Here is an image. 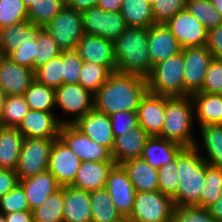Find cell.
Here are the masks:
<instances>
[{
  "label": "cell",
  "mask_w": 222,
  "mask_h": 222,
  "mask_svg": "<svg viewBox=\"0 0 222 222\" xmlns=\"http://www.w3.org/2000/svg\"><path fill=\"white\" fill-rule=\"evenodd\" d=\"M147 92L146 78L114 72L94 94V109L109 116L119 111L137 112Z\"/></svg>",
  "instance_id": "obj_1"
},
{
  "label": "cell",
  "mask_w": 222,
  "mask_h": 222,
  "mask_svg": "<svg viewBox=\"0 0 222 222\" xmlns=\"http://www.w3.org/2000/svg\"><path fill=\"white\" fill-rule=\"evenodd\" d=\"M149 28L127 27L114 41L116 72L147 78L152 70Z\"/></svg>",
  "instance_id": "obj_2"
},
{
  "label": "cell",
  "mask_w": 222,
  "mask_h": 222,
  "mask_svg": "<svg viewBox=\"0 0 222 222\" xmlns=\"http://www.w3.org/2000/svg\"><path fill=\"white\" fill-rule=\"evenodd\" d=\"M195 147H183L176 156L179 184L172 198L175 207H200L205 178V160ZM200 153V154H199Z\"/></svg>",
  "instance_id": "obj_3"
},
{
  "label": "cell",
  "mask_w": 222,
  "mask_h": 222,
  "mask_svg": "<svg viewBox=\"0 0 222 222\" xmlns=\"http://www.w3.org/2000/svg\"><path fill=\"white\" fill-rule=\"evenodd\" d=\"M193 121L194 110L190 96L166 97L165 116L159 137L182 147H194L196 138L191 131Z\"/></svg>",
  "instance_id": "obj_4"
},
{
  "label": "cell",
  "mask_w": 222,
  "mask_h": 222,
  "mask_svg": "<svg viewBox=\"0 0 222 222\" xmlns=\"http://www.w3.org/2000/svg\"><path fill=\"white\" fill-rule=\"evenodd\" d=\"M183 52L152 66L146 78L148 92L165 97H184Z\"/></svg>",
  "instance_id": "obj_5"
},
{
  "label": "cell",
  "mask_w": 222,
  "mask_h": 222,
  "mask_svg": "<svg viewBox=\"0 0 222 222\" xmlns=\"http://www.w3.org/2000/svg\"><path fill=\"white\" fill-rule=\"evenodd\" d=\"M175 205L159 190L136 192L134 207L126 222H172Z\"/></svg>",
  "instance_id": "obj_6"
},
{
  "label": "cell",
  "mask_w": 222,
  "mask_h": 222,
  "mask_svg": "<svg viewBox=\"0 0 222 222\" xmlns=\"http://www.w3.org/2000/svg\"><path fill=\"white\" fill-rule=\"evenodd\" d=\"M63 50H74L84 35L81 11L65 6L44 27Z\"/></svg>",
  "instance_id": "obj_7"
},
{
  "label": "cell",
  "mask_w": 222,
  "mask_h": 222,
  "mask_svg": "<svg viewBox=\"0 0 222 222\" xmlns=\"http://www.w3.org/2000/svg\"><path fill=\"white\" fill-rule=\"evenodd\" d=\"M55 139L24 138L15 172L18 180L48 170L50 150Z\"/></svg>",
  "instance_id": "obj_8"
},
{
  "label": "cell",
  "mask_w": 222,
  "mask_h": 222,
  "mask_svg": "<svg viewBox=\"0 0 222 222\" xmlns=\"http://www.w3.org/2000/svg\"><path fill=\"white\" fill-rule=\"evenodd\" d=\"M55 105L63 113L74 114L70 120H64V125L74 124L94 109V94L79 83L62 84L55 88Z\"/></svg>",
  "instance_id": "obj_9"
},
{
  "label": "cell",
  "mask_w": 222,
  "mask_h": 222,
  "mask_svg": "<svg viewBox=\"0 0 222 222\" xmlns=\"http://www.w3.org/2000/svg\"><path fill=\"white\" fill-rule=\"evenodd\" d=\"M82 24L86 34L115 41L128 27L120 11H104L98 6L83 10Z\"/></svg>",
  "instance_id": "obj_10"
},
{
  "label": "cell",
  "mask_w": 222,
  "mask_h": 222,
  "mask_svg": "<svg viewBox=\"0 0 222 222\" xmlns=\"http://www.w3.org/2000/svg\"><path fill=\"white\" fill-rule=\"evenodd\" d=\"M184 57V96L201 91L206 71L214 59L207 46L182 48Z\"/></svg>",
  "instance_id": "obj_11"
},
{
  "label": "cell",
  "mask_w": 222,
  "mask_h": 222,
  "mask_svg": "<svg viewBox=\"0 0 222 222\" xmlns=\"http://www.w3.org/2000/svg\"><path fill=\"white\" fill-rule=\"evenodd\" d=\"M165 25L182 48L207 45L208 30L186 8L177 12Z\"/></svg>",
  "instance_id": "obj_12"
},
{
  "label": "cell",
  "mask_w": 222,
  "mask_h": 222,
  "mask_svg": "<svg viewBox=\"0 0 222 222\" xmlns=\"http://www.w3.org/2000/svg\"><path fill=\"white\" fill-rule=\"evenodd\" d=\"M80 158L60 139H55L50 150L48 171L62 186L71 185L81 165Z\"/></svg>",
  "instance_id": "obj_13"
},
{
  "label": "cell",
  "mask_w": 222,
  "mask_h": 222,
  "mask_svg": "<svg viewBox=\"0 0 222 222\" xmlns=\"http://www.w3.org/2000/svg\"><path fill=\"white\" fill-rule=\"evenodd\" d=\"M59 138L83 161H114L104 146L83 135L72 124L62 125Z\"/></svg>",
  "instance_id": "obj_14"
},
{
  "label": "cell",
  "mask_w": 222,
  "mask_h": 222,
  "mask_svg": "<svg viewBox=\"0 0 222 222\" xmlns=\"http://www.w3.org/2000/svg\"><path fill=\"white\" fill-rule=\"evenodd\" d=\"M105 189L109 192L117 211L126 220L132 213L136 191L122 165L115 164L112 167Z\"/></svg>",
  "instance_id": "obj_15"
},
{
  "label": "cell",
  "mask_w": 222,
  "mask_h": 222,
  "mask_svg": "<svg viewBox=\"0 0 222 222\" xmlns=\"http://www.w3.org/2000/svg\"><path fill=\"white\" fill-rule=\"evenodd\" d=\"M64 120L54 112L29 110L17 127L24 138L58 139Z\"/></svg>",
  "instance_id": "obj_16"
},
{
  "label": "cell",
  "mask_w": 222,
  "mask_h": 222,
  "mask_svg": "<svg viewBox=\"0 0 222 222\" xmlns=\"http://www.w3.org/2000/svg\"><path fill=\"white\" fill-rule=\"evenodd\" d=\"M85 62H92L106 67L111 73L116 72L114 42L101 36L86 34L78 41L77 48Z\"/></svg>",
  "instance_id": "obj_17"
},
{
  "label": "cell",
  "mask_w": 222,
  "mask_h": 222,
  "mask_svg": "<svg viewBox=\"0 0 222 222\" xmlns=\"http://www.w3.org/2000/svg\"><path fill=\"white\" fill-rule=\"evenodd\" d=\"M72 125L83 135L106 147L110 152L112 151L115 137L112 132L109 115L93 109Z\"/></svg>",
  "instance_id": "obj_18"
},
{
  "label": "cell",
  "mask_w": 222,
  "mask_h": 222,
  "mask_svg": "<svg viewBox=\"0 0 222 222\" xmlns=\"http://www.w3.org/2000/svg\"><path fill=\"white\" fill-rule=\"evenodd\" d=\"M34 80V70L20 66L6 56H1L0 88L7 96L23 95Z\"/></svg>",
  "instance_id": "obj_19"
},
{
  "label": "cell",
  "mask_w": 222,
  "mask_h": 222,
  "mask_svg": "<svg viewBox=\"0 0 222 222\" xmlns=\"http://www.w3.org/2000/svg\"><path fill=\"white\" fill-rule=\"evenodd\" d=\"M166 97L147 92L137 110L138 125L149 135L159 136L165 116Z\"/></svg>",
  "instance_id": "obj_20"
},
{
  "label": "cell",
  "mask_w": 222,
  "mask_h": 222,
  "mask_svg": "<svg viewBox=\"0 0 222 222\" xmlns=\"http://www.w3.org/2000/svg\"><path fill=\"white\" fill-rule=\"evenodd\" d=\"M148 52L154 66L182 52V47L165 23H156L149 27Z\"/></svg>",
  "instance_id": "obj_21"
},
{
  "label": "cell",
  "mask_w": 222,
  "mask_h": 222,
  "mask_svg": "<svg viewBox=\"0 0 222 222\" xmlns=\"http://www.w3.org/2000/svg\"><path fill=\"white\" fill-rule=\"evenodd\" d=\"M148 137L149 135L139 125L128 133L116 137L111 151L115 164L121 165L128 160L141 158Z\"/></svg>",
  "instance_id": "obj_22"
},
{
  "label": "cell",
  "mask_w": 222,
  "mask_h": 222,
  "mask_svg": "<svg viewBox=\"0 0 222 222\" xmlns=\"http://www.w3.org/2000/svg\"><path fill=\"white\" fill-rule=\"evenodd\" d=\"M114 165V161H83L71 185L88 192L103 189Z\"/></svg>",
  "instance_id": "obj_23"
},
{
  "label": "cell",
  "mask_w": 222,
  "mask_h": 222,
  "mask_svg": "<svg viewBox=\"0 0 222 222\" xmlns=\"http://www.w3.org/2000/svg\"><path fill=\"white\" fill-rule=\"evenodd\" d=\"M18 184L24 190L29 210L40 206L50 194L61 187L57 183L56 178L48 170L19 180Z\"/></svg>",
  "instance_id": "obj_24"
},
{
  "label": "cell",
  "mask_w": 222,
  "mask_h": 222,
  "mask_svg": "<svg viewBox=\"0 0 222 222\" xmlns=\"http://www.w3.org/2000/svg\"><path fill=\"white\" fill-rule=\"evenodd\" d=\"M64 222H92L90 192L64 186Z\"/></svg>",
  "instance_id": "obj_25"
},
{
  "label": "cell",
  "mask_w": 222,
  "mask_h": 222,
  "mask_svg": "<svg viewBox=\"0 0 222 222\" xmlns=\"http://www.w3.org/2000/svg\"><path fill=\"white\" fill-rule=\"evenodd\" d=\"M190 97L193 103L194 118L198 120L199 127L222 125V94L197 92Z\"/></svg>",
  "instance_id": "obj_26"
},
{
  "label": "cell",
  "mask_w": 222,
  "mask_h": 222,
  "mask_svg": "<svg viewBox=\"0 0 222 222\" xmlns=\"http://www.w3.org/2000/svg\"><path fill=\"white\" fill-rule=\"evenodd\" d=\"M183 147L173 141L159 136H149L141 155L152 167H160L171 163Z\"/></svg>",
  "instance_id": "obj_27"
},
{
  "label": "cell",
  "mask_w": 222,
  "mask_h": 222,
  "mask_svg": "<svg viewBox=\"0 0 222 222\" xmlns=\"http://www.w3.org/2000/svg\"><path fill=\"white\" fill-rule=\"evenodd\" d=\"M44 27L32 24L30 21L14 24L0 29V53L7 56L24 42L36 41L39 32Z\"/></svg>",
  "instance_id": "obj_28"
},
{
  "label": "cell",
  "mask_w": 222,
  "mask_h": 222,
  "mask_svg": "<svg viewBox=\"0 0 222 222\" xmlns=\"http://www.w3.org/2000/svg\"><path fill=\"white\" fill-rule=\"evenodd\" d=\"M126 170L136 192L157 191L158 169L142 158L128 160L121 164Z\"/></svg>",
  "instance_id": "obj_29"
},
{
  "label": "cell",
  "mask_w": 222,
  "mask_h": 222,
  "mask_svg": "<svg viewBox=\"0 0 222 222\" xmlns=\"http://www.w3.org/2000/svg\"><path fill=\"white\" fill-rule=\"evenodd\" d=\"M24 137L17 127L0 125V169L14 170L17 167Z\"/></svg>",
  "instance_id": "obj_30"
},
{
  "label": "cell",
  "mask_w": 222,
  "mask_h": 222,
  "mask_svg": "<svg viewBox=\"0 0 222 222\" xmlns=\"http://www.w3.org/2000/svg\"><path fill=\"white\" fill-rule=\"evenodd\" d=\"M199 128L203 144L201 145L196 141L194 147L197 150H201L203 146L207 155L201 154V156L205 162L211 166L222 169V125H204Z\"/></svg>",
  "instance_id": "obj_31"
},
{
  "label": "cell",
  "mask_w": 222,
  "mask_h": 222,
  "mask_svg": "<svg viewBox=\"0 0 222 222\" xmlns=\"http://www.w3.org/2000/svg\"><path fill=\"white\" fill-rule=\"evenodd\" d=\"M90 202L92 222H126L105 188L91 191Z\"/></svg>",
  "instance_id": "obj_32"
},
{
  "label": "cell",
  "mask_w": 222,
  "mask_h": 222,
  "mask_svg": "<svg viewBox=\"0 0 222 222\" xmlns=\"http://www.w3.org/2000/svg\"><path fill=\"white\" fill-rule=\"evenodd\" d=\"M120 12L128 27L149 28L155 24L151 3L147 0H123Z\"/></svg>",
  "instance_id": "obj_33"
},
{
  "label": "cell",
  "mask_w": 222,
  "mask_h": 222,
  "mask_svg": "<svg viewBox=\"0 0 222 222\" xmlns=\"http://www.w3.org/2000/svg\"><path fill=\"white\" fill-rule=\"evenodd\" d=\"M64 186L50 194L38 207L31 210L34 222H64Z\"/></svg>",
  "instance_id": "obj_34"
},
{
  "label": "cell",
  "mask_w": 222,
  "mask_h": 222,
  "mask_svg": "<svg viewBox=\"0 0 222 222\" xmlns=\"http://www.w3.org/2000/svg\"><path fill=\"white\" fill-rule=\"evenodd\" d=\"M31 110L53 112L55 105V89L34 80L23 94Z\"/></svg>",
  "instance_id": "obj_35"
},
{
  "label": "cell",
  "mask_w": 222,
  "mask_h": 222,
  "mask_svg": "<svg viewBox=\"0 0 222 222\" xmlns=\"http://www.w3.org/2000/svg\"><path fill=\"white\" fill-rule=\"evenodd\" d=\"M65 7V0H34L28 8V21L45 27Z\"/></svg>",
  "instance_id": "obj_36"
},
{
  "label": "cell",
  "mask_w": 222,
  "mask_h": 222,
  "mask_svg": "<svg viewBox=\"0 0 222 222\" xmlns=\"http://www.w3.org/2000/svg\"><path fill=\"white\" fill-rule=\"evenodd\" d=\"M200 195V207L207 208L215 203L222 194V169L205 162V178Z\"/></svg>",
  "instance_id": "obj_37"
},
{
  "label": "cell",
  "mask_w": 222,
  "mask_h": 222,
  "mask_svg": "<svg viewBox=\"0 0 222 222\" xmlns=\"http://www.w3.org/2000/svg\"><path fill=\"white\" fill-rule=\"evenodd\" d=\"M185 8L200 21L208 31L222 23L221 14L211 3V0H186Z\"/></svg>",
  "instance_id": "obj_38"
},
{
  "label": "cell",
  "mask_w": 222,
  "mask_h": 222,
  "mask_svg": "<svg viewBox=\"0 0 222 222\" xmlns=\"http://www.w3.org/2000/svg\"><path fill=\"white\" fill-rule=\"evenodd\" d=\"M63 51L34 71L35 80L48 87L57 88L63 84Z\"/></svg>",
  "instance_id": "obj_39"
},
{
  "label": "cell",
  "mask_w": 222,
  "mask_h": 222,
  "mask_svg": "<svg viewBox=\"0 0 222 222\" xmlns=\"http://www.w3.org/2000/svg\"><path fill=\"white\" fill-rule=\"evenodd\" d=\"M29 110L30 108L23 95L7 96L0 118V125L3 127H18Z\"/></svg>",
  "instance_id": "obj_40"
},
{
  "label": "cell",
  "mask_w": 222,
  "mask_h": 222,
  "mask_svg": "<svg viewBox=\"0 0 222 222\" xmlns=\"http://www.w3.org/2000/svg\"><path fill=\"white\" fill-rule=\"evenodd\" d=\"M111 74L112 73L104 66L84 61L78 83L95 94Z\"/></svg>",
  "instance_id": "obj_41"
},
{
  "label": "cell",
  "mask_w": 222,
  "mask_h": 222,
  "mask_svg": "<svg viewBox=\"0 0 222 222\" xmlns=\"http://www.w3.org/2000/svg\"><path fill=\"white\" fill-rule=\"evenodd\" d=\"M28 20V8L22 0H0V29Z\"/></svg>",
  "instance_id": "obj_42"
},
{
  "label": "cell",
  "mask_w": 222,
  "mask_h": 222,
  "mask_svg": "<svg viewBox=\"0 0 222 222\" xmlns=\"http://www.w3.org/2000/svg\"><path fill=\"white\" fill-rule=\"evenodd\" d=\"M61 51L57 42L51 37L48 31L43 28L35 41L34 71L39 66L61 54Z\"/></svg>",
  "instance_id": "obj_43"
},
{
  "label": "cell",
  "mask_w": 222,
  "mask_h": 222,
  "mask_svg": "<svg viewBox=\"0 0 222 222\" xmlns=\"http://www.w3.org/2000/svg\"><path fill=\"white\" fill-rule=\"evenodd\" d=\"M176 158L167 165L158 169V187L163 194L173 198L176 195L179 177L177 173Z\"/></svg>",
  "instance_id": "obj_44"
},
{
  "label": "cell",
  "mask_w": 222,
  "mask_h": 222,
  "mask_svg": "<svg viewBox=\"0 0 222 222\" xmlns=\"http://www.w3.org/2000/svg\"><path fill=\"white\" fill-rule=\"evenodd\" d=\"M186 0H154L151 3L154 22L166 23L177 12L185 9Z\"/></svg>",
  "instance_id": "obj_45"
},
{
  "label": "cell",
  "mask_w": 222,
  "mask_h": 222,
  "mask_svg": "<svg viewBox=\"0 0 222 222\" xmlns=\"http://www.w3.org/2000/svg\"><path fill=\"white\" fill-rule=\"evenodd\" d=\"M29 210L23 188L17 184L11 191L0 198V214Z\"/></svg>",
  "instance_id": "obj_46"
},
{
  "label": "cell",
  "mask_w": 222,
  "mask_h": 222,
  "mask_svg": "<svg viewBox=\"0 0 222 222\" xmlns=\"http://www.w3.org/2000/svg\"><path fill=\"white\" fill-rule=\"evenodd\" d=\"M83 63L76 49L63 50V84L78 83Z\"/></svg>",
  "instance_id": "obj_47"
},
{
  "label": "cell",
  "mask_w": 222,
  "mask_h": 222,
  "mask_svg": "<svg viewBox=\"0 0 222 222\" xmlns=\"http://www.w3.org/2000/svg\"><path fill=\"white\" fill-rule=\"evenodd\" d=\"M172 222H217L208 210L197 206L175 207Z\"/></svg>",
  "instance_id": "obj_48"
},
{
  "label": "cell",
  "mask_w": 222,
  "mask_h": 222,
  "mask_svg": "<svg viewBox=\"0 0 222 222\" xmlns=\"http://www.w3.org/2000/svg\"><path fill=\"white\" fill-rule=\"evenodd\" d=\"M211 94H222V60L213 59L210 63L201 91Z\"/></svg>",
  "instance_id": "obj_49"
},
{
  "label": "cell",
  "mask_w": 222,
  "mask_h": 222,
  "mask_svg": "<svg viewBox=\"0 0 222 222\" xmlns=\"http://www.w3.org/2000/svg\"><path fill=\"white\" fill-rule=\"evenodd\" d=\"M111 128L114 137L128 133L138 125L137 112L119 111L110 115Z\"/></svg>",
  "instance_id": "obj_50"
},
{
  "label": "cell",
  "mask_w": 222,
  "mask_h": 222,
  "mask_svg": "<svg viewBox=\"0 0 222 222\" xmlns=\"http://www.w3.org/2000/svg\"><path fill=\"white\" fill-rule=\"evenodd\" d=\"M35 41H27L20 44L19 47L10 52L8 57L14 63L34 70Z\"/></svg>",
  "instance_id": "obj_51"
},
{
  "label": "cell",
  "mask_w": 222,
  "mask_h": 222,
  "mask_svg": "<svg viewBox=\"0 0 222 222\" xmlns=\"http://www.w3.org/2000/svg\"><path fill=\"white\" fill-rule=\"evenodd\" d=\"M206 46L214 59L222 60V23L208 31Z\"/></svg>",
  "instance_id": "obj_52"
},
{
  "label": "cell",
  "mask_w": 222,
  "mask_h": 222,
  "mask_svg": "<svg viewBox=\"0 0 222 222\" xmlns=\"http://www.w3.org/2000/svg\"><path fill=\"white\" fill-rule=\"evenodd\" d=\"M19 183L14 170L0 169V198L11 191Z\"/></svg>",
  "instance_id": "obj_53"
},
{
  "label": "cell",
  "mask_w": 222,
  "mask_h": 222,
  "mask_svg": "<svg viewBox=\"0 0 222 222\" xmlns=\"http://www.w3.org/2000/svg\"><path fill=\"white\" fill-rule=\"evenodd\" d=\"M4 216L7 222H34L31 210L16 211Z\"/></svg>",
  "instance_id": "obj_54"
},
{
  "label": "cell",
  "mask_w": 222,
  "mask_h": 222,
  "mask_svg": "<svg viewBox=\"0 0 222 222\" xmlns=\"http://www.w3.org/2000/svg\"><path fill=\"white\" fill-rule=\"evenodd\" d=\"M97 2L98 0H65V6L82 12L96 6Z\"/></svg>",
  "instance_id": "obj_55"
},
{
  "label": "cell",
  "mask_w": 222,
  "mask_h": 222,
  "mask_svg": "<svg viewBox=\"0 0 222 222\" xmlns=\"http://www.w3.org/2000/svg\"><path fill=\"white\" fill-rule=\"evenodd\" d=\"M123 0H98L97 5L104 11H120Z\"/></svg>",
  "instance_id": "obj_56"
},
{
  "label": "cell",
  "mask_w": 222,
  "mask_h": 222,
  "mask_svg": "<svg viewBox=\"0 0 222 222\" xmlns=\"http://www.w3.org/2000/svg\"><path fill=\"white\" fill-rule=\"evenodd\" d=\"M210 216L217 222H222V194L218 200L206 208Z\"/></svg>",
  "instance_id": "obj_57"
},
{
  "label": "cell",
  "mask_w": 222,
  "mask_h": 222,
  "mask_svg": "<svg viewBox=\"0 0 222 222\" xmlns=\"http://www.w3.org/2000/svg\"><path fill=\"white\" fill-rule=\"evenodd\" d=\"M7 95L3 92V90L0 88V118L2 116L3 113V109H4V104H5V100H6Z\"/></svg>",
  "instance_id": "obj_58"
},
{
  "label": "cell",
  "mask_w": 222,
  "mask_h": 222,
  "mask_svg": "<svg viewBox=\"0 0 222 222\" xmlns=\"http://www.w3.org/2000/svg\"><path fill=\"white\" fill-rule=\"evenodd\" d=\"M211 3L218 10L222 17V0H211Z\"/></svg>",
  "instance_id": "obj_59"
},
{
  "label": "cell",
  "mask_w": 222,
  "mask_h": 222,
  "mask_svg": "<svg viewBox=\"0 0 222 222\" xmlns=\"http://www.w3.org/2000/svg\"><path fill=\"white\" fill-rule=\"evenodd\" d=\"M24 2V4L26 5L27 8L30 7L31 2H34V0H22Z\"/></svg>",
  "instance_id": "obj_60"
},
{
  "label": "cell",
  "mask_w": 222,
  "mask_h": 222,
  "mask_svg": "<svg viewBox=\"0 0 222 222\" xmlns=\"http://www.w3.org/2000/svg\"><path fill=\"white\" fill-rule=\"evenodd\" d=\"M0 222H7L4 214H0Z\"/></svg>",
  "instance_id": "obj_61"
}]
</instances>
